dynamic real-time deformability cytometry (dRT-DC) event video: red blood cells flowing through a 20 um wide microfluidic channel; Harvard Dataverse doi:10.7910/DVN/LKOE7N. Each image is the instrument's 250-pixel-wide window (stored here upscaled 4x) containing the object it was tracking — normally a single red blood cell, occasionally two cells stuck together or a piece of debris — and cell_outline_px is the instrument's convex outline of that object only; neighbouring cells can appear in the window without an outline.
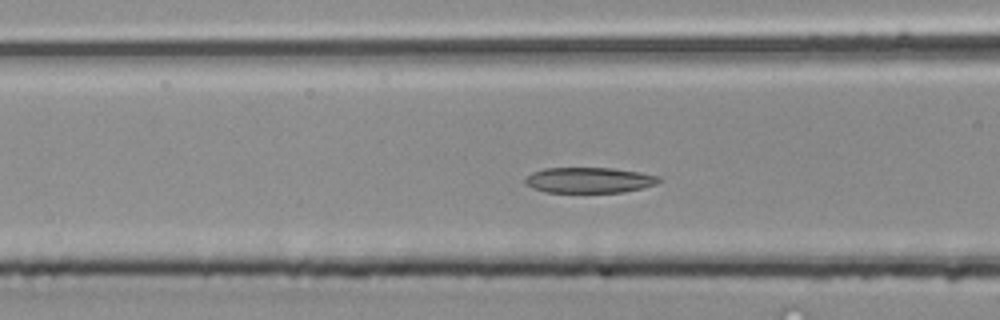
{"species": "common noctule bat (a hibernating species)", "species_latin": "Nyctalus noctula", "temperature_condition": "room temperature", "stored_images_in_passage": 43, "camera_frame_rate_fps": 3000, "um_per_image_px": 0.085, "animal": {"sex": "male", "body_mass_g": 20.4}, "frame": {"image": 1, "passage_image": 14, "time_ms": 4.333, "image_size_px": [1000, 320], "cell_outline_px": [[660, 180], [656, 184], [624, 192], [544, 192], [532, 188], [524, 184], [524, 180], [532, 172], [544, 168], [612, 168], [640, 172], [660, 176]], "centroid_in_image_um": [50.05, 15.31], "position_along_channel_um": 116.6, "area_um2": 19.94}}
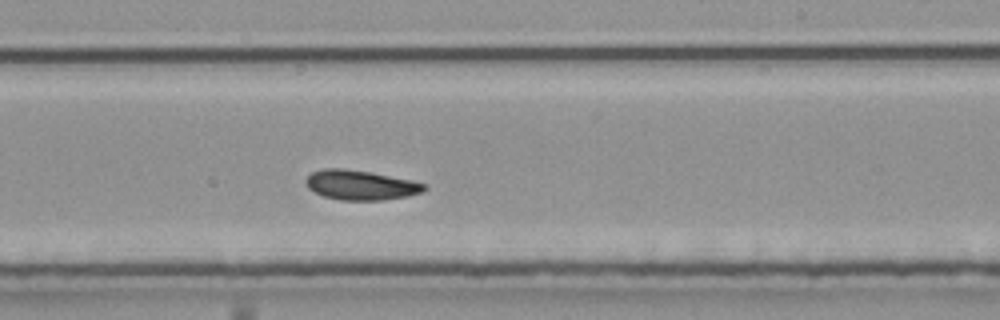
{"frame": {"image": 2, "passage_image": 24, "time_ms": 7.667, "image_size_px": [1000, 320], "cell_outline_px": [[428, 188], [420, 192], [404, 196], [384, 200], [340, 200], [324, 196], [312, 192], [308, 188], [304, 180], [312, 172], [324, 168], [344, 168], [368, 172], [412, 180], [428, 184]], "centroid_in_image_um": [30.62, 15.73], "position_along_channel_um": 258.4, "area_um2": 20.46}}
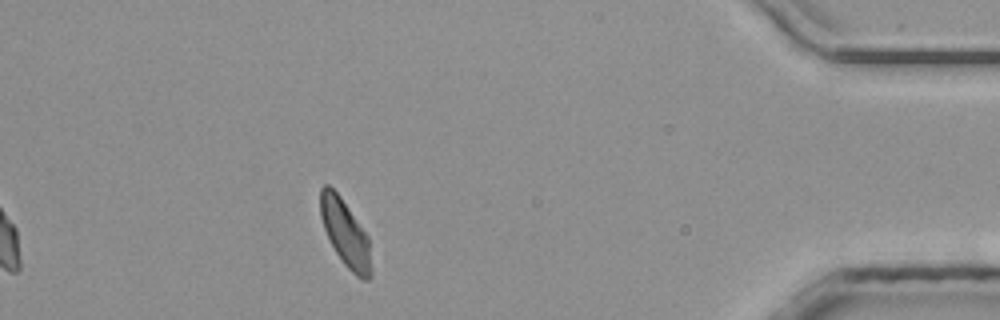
{"frame": {"image": 3, "passage_image": 38, "time_ms": 12.333, "image_size_px": [1000, 320], "cell_outline_px": [[372, 276], [368, 280], [364, 280], [356, 276], [344, 264], [336, 252], [324, 228], [320, 216], [320, 188], [324, 184], [328, 184], [340, 196], [368, 236], [372, 268]], "centroid_in_image_um": [29.36, 19.84], "position_along_channel_um": 405.8, "area_um2": 19.59}}